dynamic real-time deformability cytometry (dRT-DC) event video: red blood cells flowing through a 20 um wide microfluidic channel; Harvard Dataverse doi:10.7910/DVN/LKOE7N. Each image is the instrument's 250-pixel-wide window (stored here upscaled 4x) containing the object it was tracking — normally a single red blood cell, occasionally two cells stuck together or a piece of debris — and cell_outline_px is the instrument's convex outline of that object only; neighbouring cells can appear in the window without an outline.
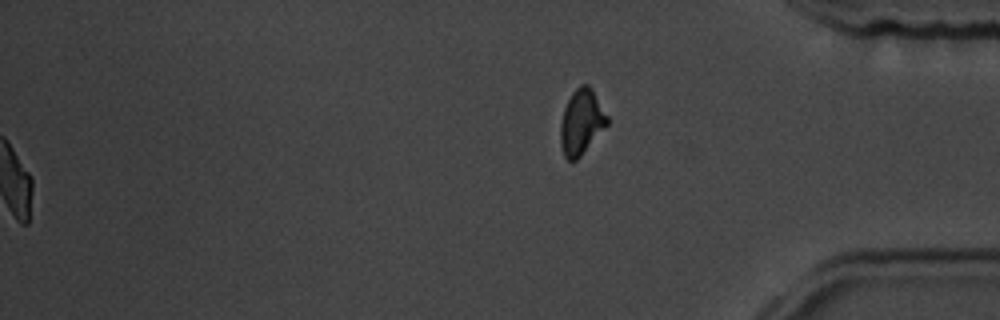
{"species": "common noctule bat (a hibernating species)", "species_latin": "Nyctalus noctula", "temperature_condition": "room temperature", "stored_images_in_passage": 59, "segment_of_instrument_passage": [2, 2], "camera_frame_rate_fps": 3000, "um_per_image_px": 0.085, "animal": {"sex": "male", "body_mass_g": 19.5, "forearm_length_mm": 54.6}, "frame": {"image": 1, "passage_image": 59, "time_ms": 19.333, "image_size_px": [1000, 320], "cell_outline_px": [[608, 124], [580, 156], [576, 160], [568, 160], [564, 156], [560, 144], [560, 124], [564, 108], [572, 92], [580, 84], [588, 84], [592, 88], [608, 116]], "centroid_in_image_um": [49.41, 10.35], "position_along_channel_um": 385.8, "area_um2": 17.69}}